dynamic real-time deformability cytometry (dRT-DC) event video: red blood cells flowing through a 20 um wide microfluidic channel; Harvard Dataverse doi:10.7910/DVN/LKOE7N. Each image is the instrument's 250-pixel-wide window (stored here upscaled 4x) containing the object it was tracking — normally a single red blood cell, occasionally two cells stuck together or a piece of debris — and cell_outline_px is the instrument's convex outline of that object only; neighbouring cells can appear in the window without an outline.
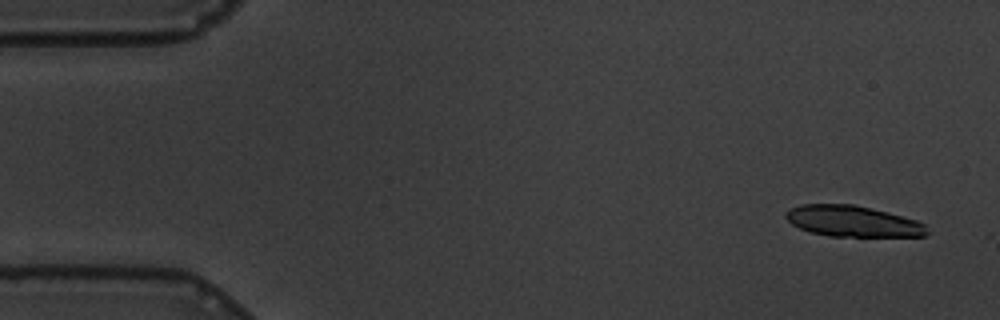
{"species": "common noctule bat (a hibernating species)", "species_latin": "Nyctalus noctula", "temperature_condition": "warm", "stored_images_in_passage": 18, "camera_frame_rate_fps": 3000, "um_per_image_px": 0.085, "animal": {"sex": "male", "body_mass_g": 19.5, "forearm_length_mm": 54.6}, "frame": {"image": 1, "passage_image": 2, "time_ms": 0.333, "image_size_px": [1000, 320], "cell_outline_px": [[928, 232], [924, 236], [828, 236], [812, 232], [800, 228], [792, 224], [784, 216], [784, 212], [800, 204], [852, 204], [888, 212], [916, 220], [924, 224]], "centroid_in_image_um": [72.45, 18.8], "position_along_channel_um": 12.5, "area_um2": 25.32}}
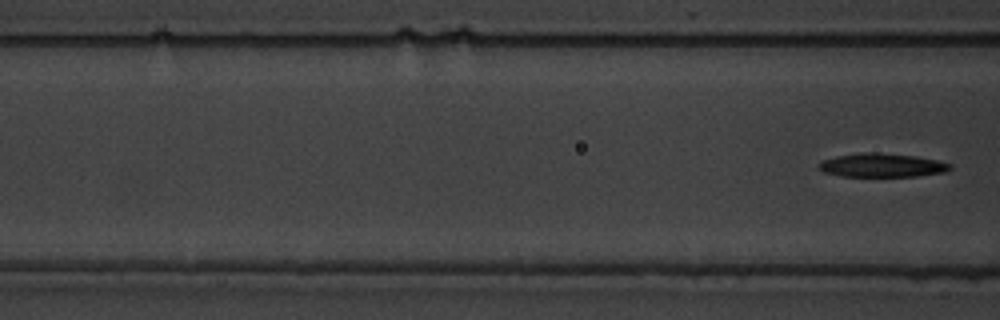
{"frame": {"image": 2, "passage_image": 18, "time_ms": 5.667, "image_size_px": [1000, 320], "cell_outline_px": [[952, 168], [948, 172], [916, 176], [840, 176], [824, 172], [820, 168], [820, 164], [824, 160], [836, 156], [868, 152], [916, 156], [936, 160], [952, 164]], "centroid_in_image_um": [75.04, 14.06], "position_along_channel_um": 91.6, "area_um2": 17.86}}